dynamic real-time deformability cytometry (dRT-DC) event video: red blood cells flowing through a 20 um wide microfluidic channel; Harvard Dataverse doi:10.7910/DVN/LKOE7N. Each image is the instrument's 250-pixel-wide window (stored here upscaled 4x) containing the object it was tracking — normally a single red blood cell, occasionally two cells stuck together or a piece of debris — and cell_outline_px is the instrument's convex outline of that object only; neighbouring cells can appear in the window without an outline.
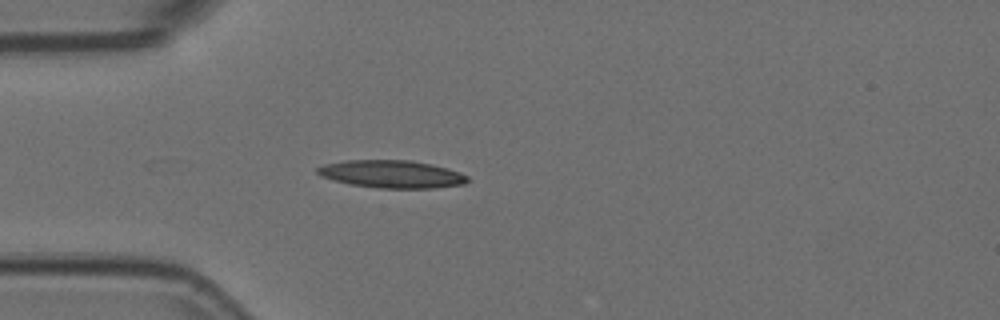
{"species": "Egyptian fruit bat (a non-hibernating species)", "species_latin": "Rousettus aegyptiacus", "temperature_condition": "room temperature", "stored_images_in_passage": 4, "camera_frame_rate_fps": 3000, "um_per_image_px": 0.085, "animal": {"sex": "female"}, "frame": {"image": 1, "passage_image": 4, "time_ms": 1.0, "image_size_px": [1000, 320], "cell_outline_px": [[468, 180], [464, 184], [436, 188], [380, 188], [348, 184], [332, 180], [320, 176], [316, 172], [316, 168], [324, 164], [344, 160], [412, 160], [432, 164], [448, 168], [460, 172], [468, 176]], "centroid_in_image_um": [33.28, 14.79], "position_along_channel_um": 51.7, "area_um2": 24.45}}